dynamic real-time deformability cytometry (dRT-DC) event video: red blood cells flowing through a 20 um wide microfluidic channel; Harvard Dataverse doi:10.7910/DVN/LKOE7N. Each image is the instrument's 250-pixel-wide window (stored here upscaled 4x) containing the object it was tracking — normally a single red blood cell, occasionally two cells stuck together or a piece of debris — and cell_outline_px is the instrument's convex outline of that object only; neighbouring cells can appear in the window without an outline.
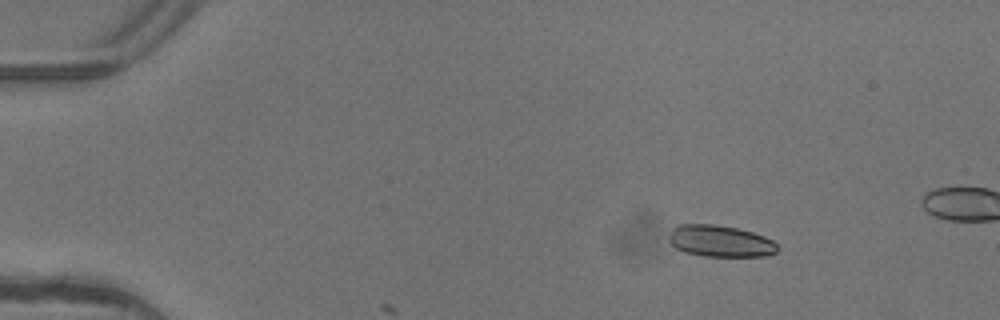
{"species": "common noctule bat (a hibernating species)", "species_latin": "Nyctalus noctula", "temperature_condition": "warm", "stored_images_in_passage": 5, "camera_frame_rate_fps": 3000, "um_per_image_px": 0.085, "animal": {"sex": "female"}, "frame": {"image": 1, "passage_image": 2, "time_ms": 0.333, "image_size_px": [1000, 320], "cell_outline_px": [[776, 252], [764, 256], [704, 256], [684, 252], [676, 248], [668, 240], [668, 236], [672, 228], [676, 224], [712, 224], [736, 228], [752, 232], [764, 236], [772, 240], [776, 244]], "centroid_in_image_um": [61.16, 20.48], "position_along_channel_um": 23.8, "area_um2": 19.94}}